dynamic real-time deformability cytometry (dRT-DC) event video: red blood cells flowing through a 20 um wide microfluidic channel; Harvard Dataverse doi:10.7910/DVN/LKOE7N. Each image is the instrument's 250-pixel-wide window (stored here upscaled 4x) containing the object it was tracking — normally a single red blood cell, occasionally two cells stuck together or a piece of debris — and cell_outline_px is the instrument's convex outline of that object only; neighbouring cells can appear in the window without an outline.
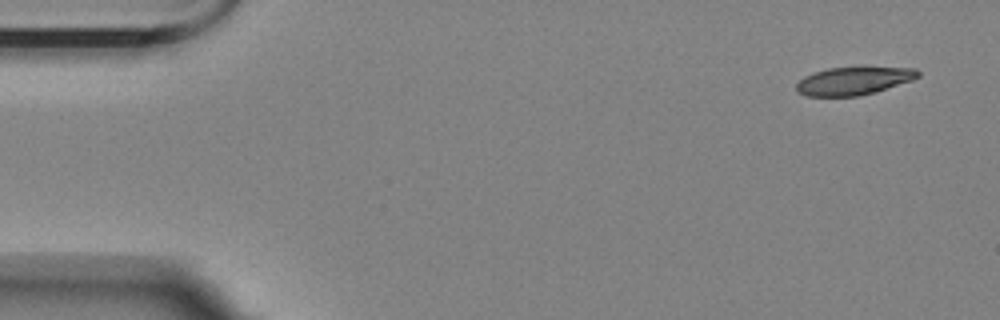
{"species": "Egyptian fruit bat (a non-hibernating species)", "species_latin": "Rousettus aegyptiacus", "temperature_condition": "room temperature", "stored_images_in_passage": 6, "camera_frame_rate_fps": 3000, "um_per_image_px": 0.085, "animal": {"sex": "female"}, "frame": {"image": 1, "passage_image": 1, "time_ms": 0.0, "image_size_px": [1000, 320], "cell_outline_px": [[920, 76], [912, 80], [876, 92], [860, 96], [808, 96], [796, 92], [796, 84], [804, 76], [828, 68], [856, 64], [864, 64], [916, 68], [920, 72]], "centroid_in_image_um": [72.63, 6.81], "position_along_channel_um": 12.4, "area_um2": 20.98}}
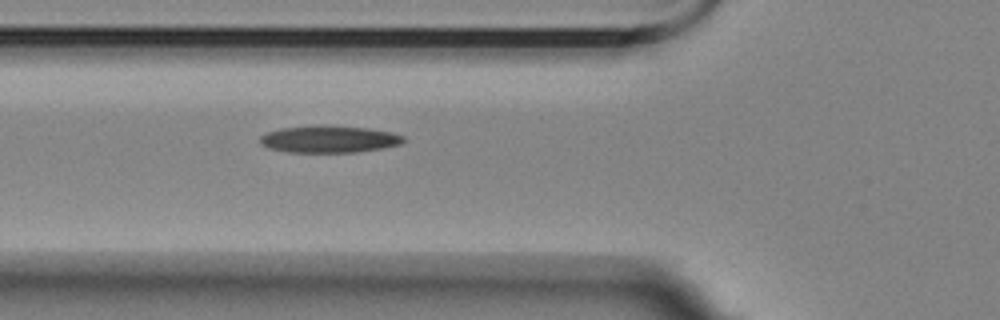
{"frame": {"image": 2, "passage_image": 6, "time_ms": 5.667, "image_size_px": [1000, 320], "cell_outline_px": [[404, 140], [400, 144], [384, 148], [356, 152], [288, 152], [268, 148], [260, 144], [260, 136], [268, 132], [280, 128], [368, 128], [392, 132], [404, 136]], "centroid_in_image_um": [27.99, 11.88], "position_along_channel_um": 97.8, "area_um2": 21.56}}